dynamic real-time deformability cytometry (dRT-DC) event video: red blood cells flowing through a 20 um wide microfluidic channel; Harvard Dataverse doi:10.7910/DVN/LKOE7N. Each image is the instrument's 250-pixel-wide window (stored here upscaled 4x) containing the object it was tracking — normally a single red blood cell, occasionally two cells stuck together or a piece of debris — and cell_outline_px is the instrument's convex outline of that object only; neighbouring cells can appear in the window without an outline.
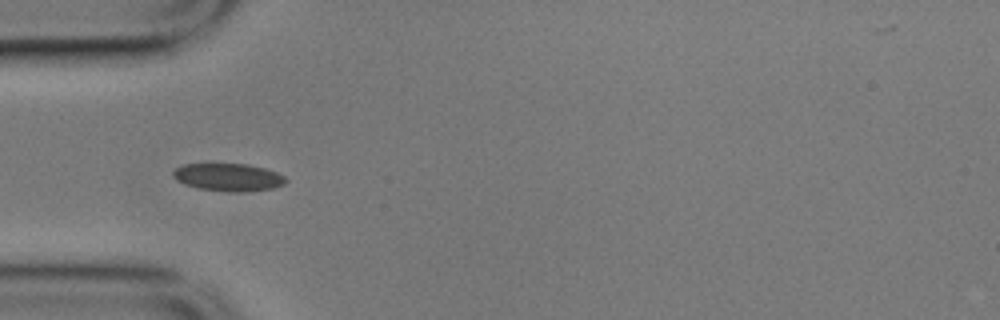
{"species": "common noctule bat (a hibernating species)", "species_latin": "Nyctalus noctula", "temperature_condition": "cold", "stored_images_in_passage": 24, "camera_frame_rate_fps": 3000, "um_per_image_px": 0.085, "animal": {"sex": "male", "body_mass_g": 17.9}, "frame": {"image": 1, "passage_image": 1, "time_ms": 0.0, "image_size_px": [1000, 320], "cell_outline_px": [[288, 180], [284, 184], [272, 188], [244, 192], [228, 192], [196, 188], [184, 184], [176, 180], [172, 176], [172, 172], [176, 168], [184, 164], [248, 164], [264, 168], [276, 172], [284, 176]], "centroid_in_image_um": [19.39, 15.07], "position_along_channel_um": 65.6, "area_um2": 18.26}}
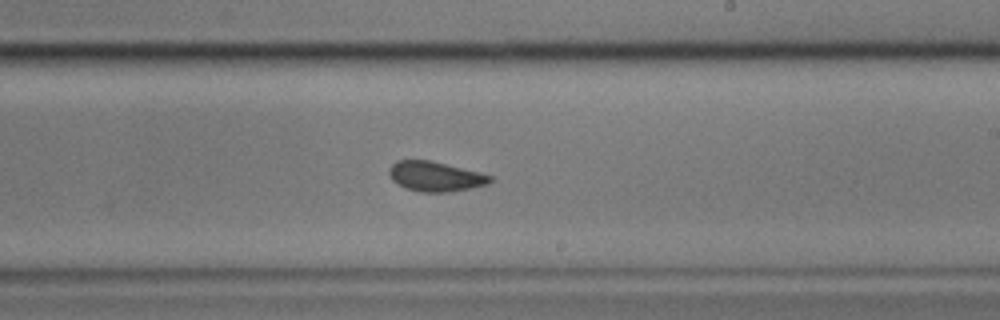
{"frame": {"image": 2, "passage_image": 17, "time_ms": 5.333, "image_size_px": [1000, 320], "cell_outline_px": [[492, 180], [488, 184], [448, 192], [420, 192], [404, 188], [392, 180], [388, 172], [388, 168], [396, 160], [432, 160], [480, 172], [492, 176]], "centroid_in_image_um": [36.97, 14.99], "position_along_channel_um": 252.0, "area_um2": 17.69}}
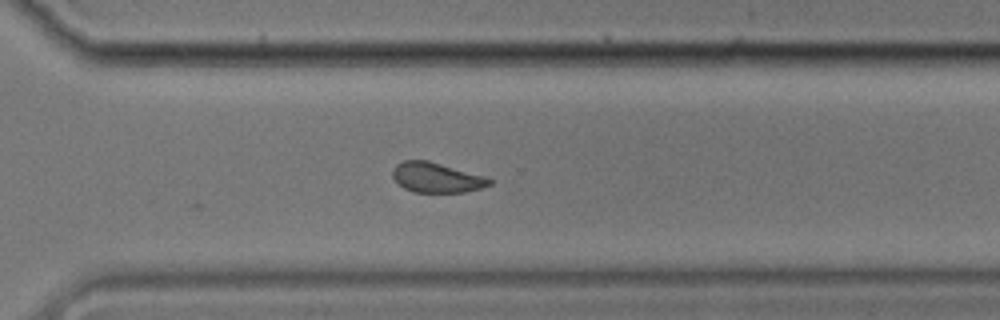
{"frame": {"image": 3, "passage_image": 24, "time_ms": 7.667, "image_size_px": [1000, 320], "cell_outline_px": [[492, 184], [480, 188], [464, 192], [412, 192], [404, 188], [392, 176], [392, 168], [396, 164], [404, 160], [428, 160], [484, 176], [492, 180]], "centroid_in_image_um": [37.08, 15.09], "position_along_channel_um": 333.5, "area_um2": 16.82}}